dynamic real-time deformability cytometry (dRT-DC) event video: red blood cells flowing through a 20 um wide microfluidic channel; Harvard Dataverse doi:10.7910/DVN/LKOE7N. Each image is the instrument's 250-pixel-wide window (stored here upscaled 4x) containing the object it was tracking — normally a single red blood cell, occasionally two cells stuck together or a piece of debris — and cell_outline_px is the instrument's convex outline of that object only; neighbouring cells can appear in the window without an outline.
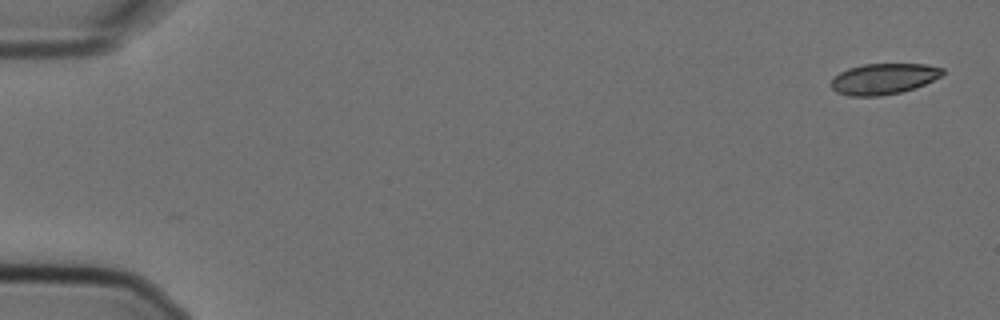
{"species": "Egyptian fruit bat (a non-hibernating species)", "species_latin": "Rousettus aegyptiacus", "temperature_condition": "cold", "stored_images_in_passage": 2, "camera_frame_rate_fps": 3000, "um_per_image_px": 0.085, "animal": {"sex": "female"}, "frame": {"image": 1, "passage_image": 2, "time_ms": 0.333, "image_size_px": [1000, 320], "cell_outline_px": [[944, 72], [940, 76], [924, 84], [900, 92], [880, 96], [848, 96], [836, 92], [828, 84], [840, 72], [848, 68], [864, 64], [924, 64], [944, 68]], "centroid_in_image_um": [75.06, 6.7], "position_along_channel_um": 9.9, "area_um2": 19.94}}